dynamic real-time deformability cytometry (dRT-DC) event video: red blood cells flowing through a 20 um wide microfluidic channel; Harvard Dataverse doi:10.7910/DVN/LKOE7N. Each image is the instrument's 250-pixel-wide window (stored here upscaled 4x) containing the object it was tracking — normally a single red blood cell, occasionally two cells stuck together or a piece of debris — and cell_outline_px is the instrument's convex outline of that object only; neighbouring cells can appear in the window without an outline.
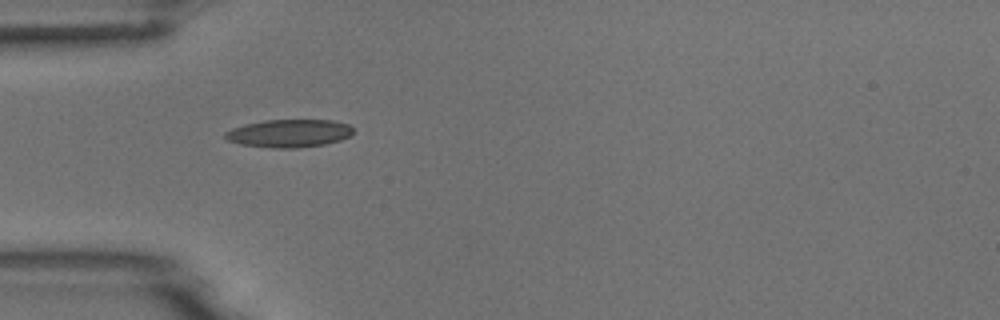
{"species": "common noctule bat (a hibernating species)", "species_latin": "Nyctalus noctula", "temperature_condition": "room temperature", "stored_images_in_passage": 5, "camera_frame_rate_fps": 3000, "um_per_image_px": 0.085, "animal": {"sex": "male", "body_mass_g": 18.8}, "frame": {"image": 1, "passage_image": 4, "time_ms": 3.667, "image_size_px": [1000, 320], "cell_outline_px": [[352, 136], [340, 140], [324, 144], [296, 148], [272, 148], [240, 144], [228, 140], [224, 136], [224, 132], [232, 128], [244, 124], [264, 120], [332, 120], [348, 124], [352, 128]], "centroid_in_image_um": [24.56, 11.33], "position_along_channel_um": 60.4, "area_um2": 20.87}}